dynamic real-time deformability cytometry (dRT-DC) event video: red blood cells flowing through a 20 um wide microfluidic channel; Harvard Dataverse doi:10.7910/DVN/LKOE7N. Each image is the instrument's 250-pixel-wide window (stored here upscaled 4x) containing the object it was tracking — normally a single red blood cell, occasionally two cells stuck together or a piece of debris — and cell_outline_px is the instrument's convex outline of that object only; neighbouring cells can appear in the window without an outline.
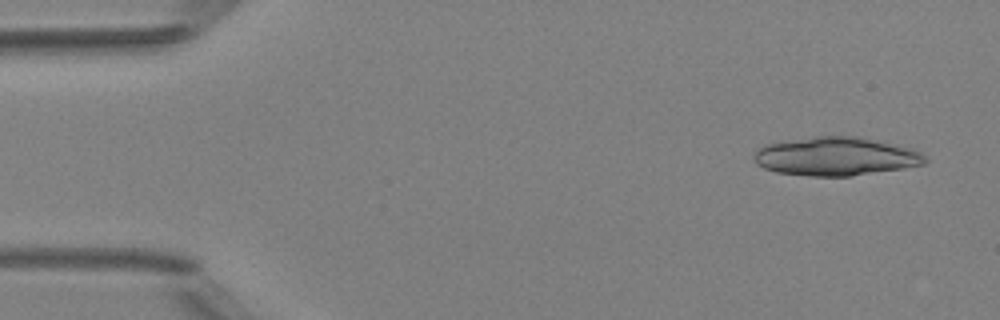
{"species": "Egyptian fruit bat (a non-hibernating species)", "species_latin": "Rousettus aegyptiacus", "temperature_condition": "room temperature", "stored_images_in_passage": 5, "camera_frame_rate_fps": 3000, "um_per_image_px": 0.085, "animal": {"sex": "female"}, "frame": {"image": 1, "passage_image": 1, "time_ms": 0.0, "image_size_px": [1000, 320], "cell_outline_px": [[928, 160], [924, 164], [904, 168], [852, 176], [808, 176], [776, 172], [764, 168], [756, 164], [752, 156], [764, 144], [784, 140], [816, 136], [856, 136], [880, 140], [912, 148], [920, 152]], "centroid_in_image_um": [71.04, 13.29], "position_along_channel_um": 14.0, "area_um2": 38.78}}